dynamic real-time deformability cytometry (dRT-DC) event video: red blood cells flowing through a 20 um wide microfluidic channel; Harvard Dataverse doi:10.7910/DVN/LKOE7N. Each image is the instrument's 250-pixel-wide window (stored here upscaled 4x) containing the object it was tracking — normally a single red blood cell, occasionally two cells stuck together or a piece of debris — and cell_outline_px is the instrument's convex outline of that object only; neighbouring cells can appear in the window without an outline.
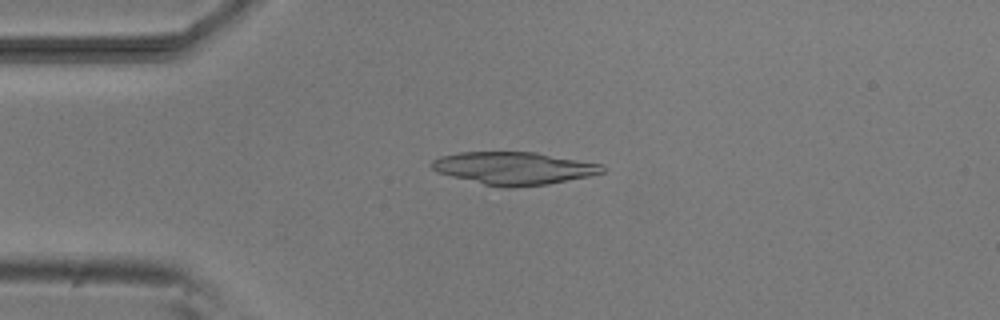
{"species": "common noctule bat (a hibernating species)", "species_latin": "Nyctalus noctula", "temperature_condition": "room temperature", "stored_images_in_passage": 6, "camera_frame_rate_fps": 3000, "um_per_image_px": 0.085, "animal": {"sex": "male", "body_mass_g": 20.5, "forearm_length_mm": 52.5}, "frame": {"image": 1, "passage_image": 4, "time_ms": 3.333, "image_size_px": [1000, 320], "cell_outline_px": [[608, 168], [604, 172], [588, 176], [548, 184], [516, 188], [504, 188], [484, 184], [436, 172], [428, 164], [432, 160], [440, 156], [460, 152], [536, 152], [604, 164]], "centroid_in_image_um": [43.7, 14.3], "position_along_channel_um": 41.3, "area_um2": 32.71}}